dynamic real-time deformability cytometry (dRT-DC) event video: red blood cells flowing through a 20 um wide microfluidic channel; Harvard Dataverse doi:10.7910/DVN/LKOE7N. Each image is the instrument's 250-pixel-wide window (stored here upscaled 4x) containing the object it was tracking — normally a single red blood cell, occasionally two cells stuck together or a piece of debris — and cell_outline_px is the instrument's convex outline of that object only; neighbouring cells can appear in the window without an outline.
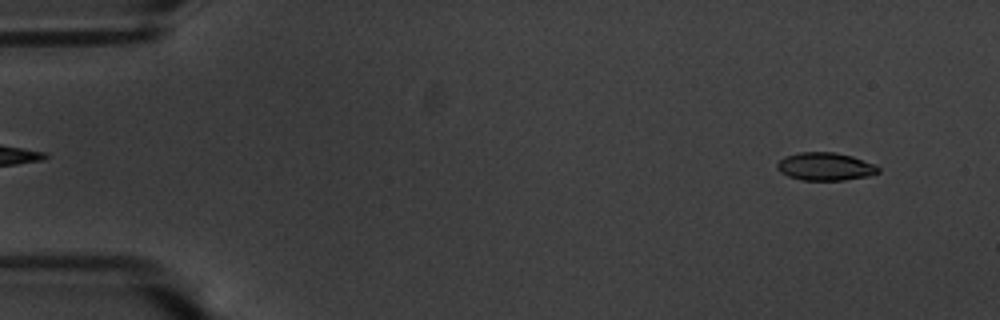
{"species": "common noctule bat (a hibernating species)", "species_latin": "Nyctalus noctula", "temperature_condition": "warm", "stored_images_in_passage": 56, "camera_frame_rate_fps": 3000, "um_per_image_px": 0.085, "animal": {"sex": "male", "body_mass_g": 20.1, "forearm_length_mm": 53.5}, "frame": {"image": 1, "passage_image": 4, "time_ms": 1.0, "image_size_px": [1000, 320], "cell_outline_px": [[880, 172], [868, 176], [844, 180], [800, 180], [788, 176], [780, 172], [776, 168], [776, 164], [784, 156], [800, 152], [836, 152], [852, 156], [876, 164], [880, 168]], "centroid_in_image_um": [70.15, 14.15], "position_along_channel_um": 14.9, "area_um2": 16.65}}
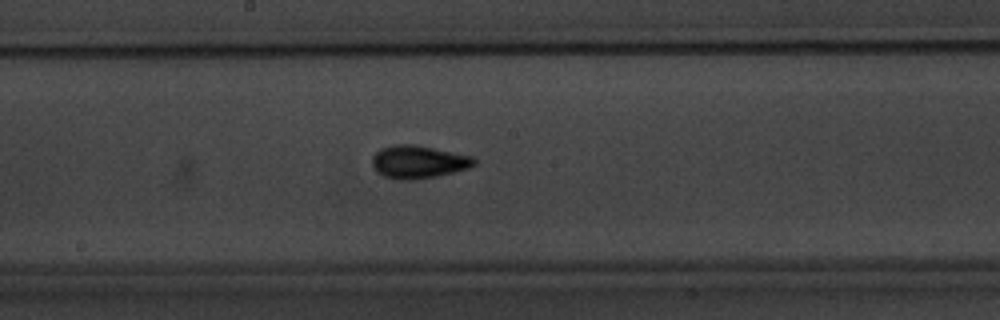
{"frame": {"image": 2, "passage_image": 30, "time_ms": 9.667, "image_size_px": [1000, 320], "cell_outline_px": [[476, 164], [468, 168], [436, 176], [412, 180], [396, 180], [384, 176], [376, 172], [372, 164], [372, 156], [380, 148], [392, 144], [416, 144], [472, 156], [476, 160]], "centroid_in_image_um": [35.52, 13.75], "position_along_channel_um": 212.7, "area_um2": 19.71}}
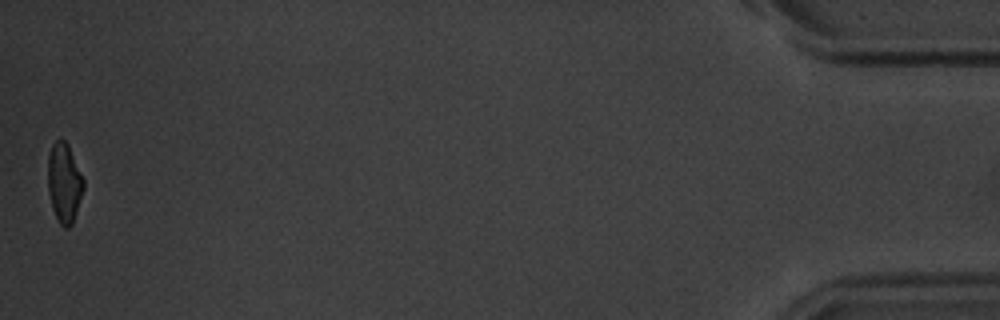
{"frame": {"image": 3, "passage_image": 56, "time_ms": 18.333, "image_size_px": [1000, 320], "cell_outline_px": [[84, 188], [72, 224], [68, 228], [64, 228], [60, 224], [52, 208], [48, 192], [48, 156], [52, 144], [60, 136], [68, 144], [84, 180]], "centroid_in_image_um": [5.45, 15.51], "position_along_channel_um": 429.8, "area_um2": 16.53}, "authors_computed_cell_mechanics": {"area_um2": 17.2244, "velocity_mm_per_s": 3.5752, "shape_relaxation_time_tau1_ms": 2.7956, "shape_relaxation_time_tau2_ms": 1.7283, "deformation_change_tau1": 0.1216, "deformation_change_tau2": 0.0793}}